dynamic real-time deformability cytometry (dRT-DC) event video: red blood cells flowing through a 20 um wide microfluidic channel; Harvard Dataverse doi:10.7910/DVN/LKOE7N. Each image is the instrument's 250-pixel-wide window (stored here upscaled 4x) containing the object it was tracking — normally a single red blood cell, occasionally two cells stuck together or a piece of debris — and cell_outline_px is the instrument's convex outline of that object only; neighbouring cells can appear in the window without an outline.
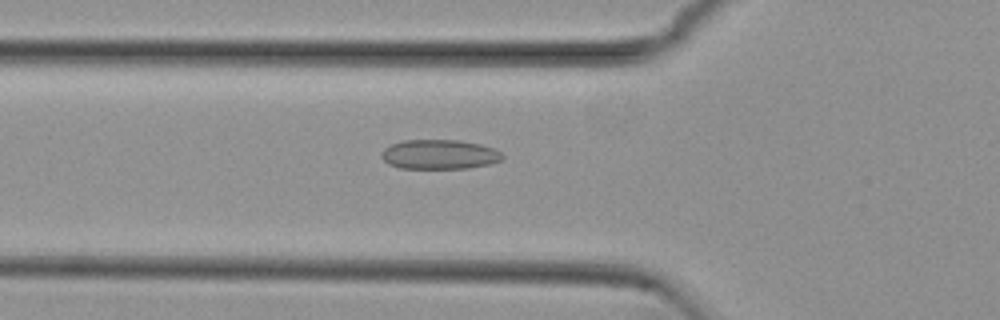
{"species": "common noctule bat (a hibernating species)", "species_latin": "Nyctalus noctula", "temperature_condition": "cold", "stored_images_in_passage": 38, "camera_frame_rate_fps": 3000, "um_per_image_px": 0.085, "animal": {"sex": "female", "body_mass_g": 29.2, "forearm_length_mm": 56.3}, "frame": {"image": 1, "passage_image": 3, "time_ms": 0.667, "image_size_px": [1000, 320], "cell_outline_px": [[504, 156], [500, 160], [488, 164], [468, 168], [400, 168], [388, 164], [380, 156], [380, 152], [384, 148], [392, 144], [404, 140], [460, 140], [480, 144], [492, 148], [500, 152]], "centroid_in_image_um": [37.31, 13.12], "position_along_channel_um": 88.5, "area_um2": 20.75}}
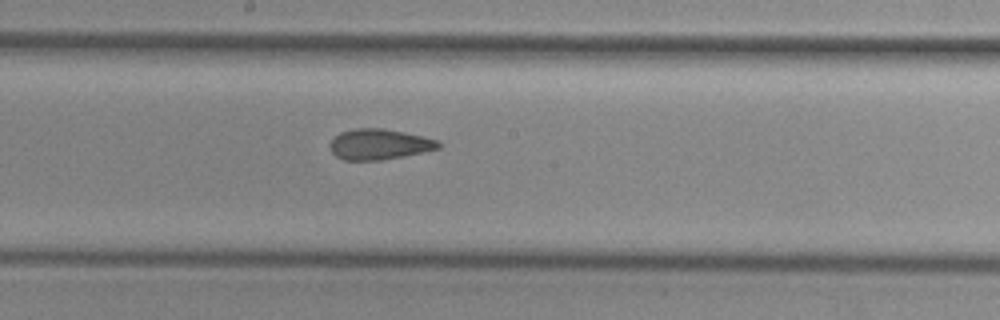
{"frame": {"image": 2, "passage_image": 13, "time_ms": 4.0, "image_size_px": [1000, 320], "cell_outline_px": [[440, 148], [404, 156], [380, 160], [344, 160], [336, 156], [332, 152], [328, 144], [340, 132], [356, 128], [384, 128], [404, 132], [440, 140]], "centroid_in_image_um": [32.23, 12.26], "position_along_channel_um": 216.0, "area_um2": 19.36}}
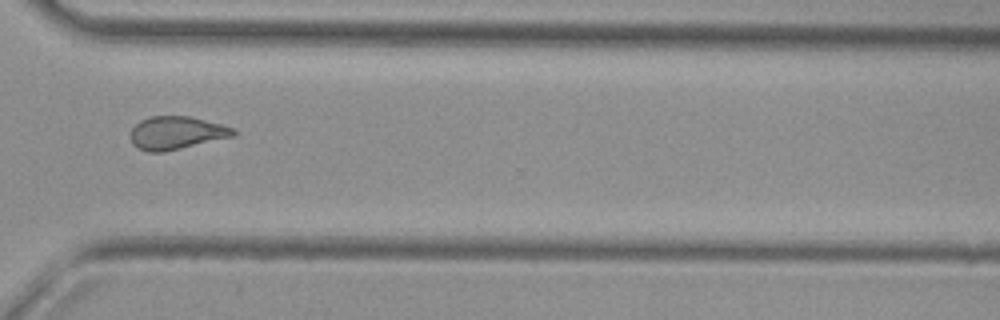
{"frame": {"image": 3, "passage_image": 24, "time_ms": 7.667, "image_size_px": [1000, 320], "cell_outline_px": [[236, 136], [164, 152], [148, 152], [132, 144], [132, 128], [140, 120], [148, 116], [188, 116], [236, 128]], "centroid_in_image_um": [15.03, 11.29], "position_along_channel_um": 355.6, "area_um2": 19.77}, "authors_computed_cell_mechanics": {"area_um2": 19.7387, "velocity_mm_per_s": 3.8059, "shape_relaxation_time_tau1_ms": null, "shape_relaxation_time_tau2_ms": 2.5705, "deformation_change_tau1": null, "deformation_change_tau2": 0.0884}}